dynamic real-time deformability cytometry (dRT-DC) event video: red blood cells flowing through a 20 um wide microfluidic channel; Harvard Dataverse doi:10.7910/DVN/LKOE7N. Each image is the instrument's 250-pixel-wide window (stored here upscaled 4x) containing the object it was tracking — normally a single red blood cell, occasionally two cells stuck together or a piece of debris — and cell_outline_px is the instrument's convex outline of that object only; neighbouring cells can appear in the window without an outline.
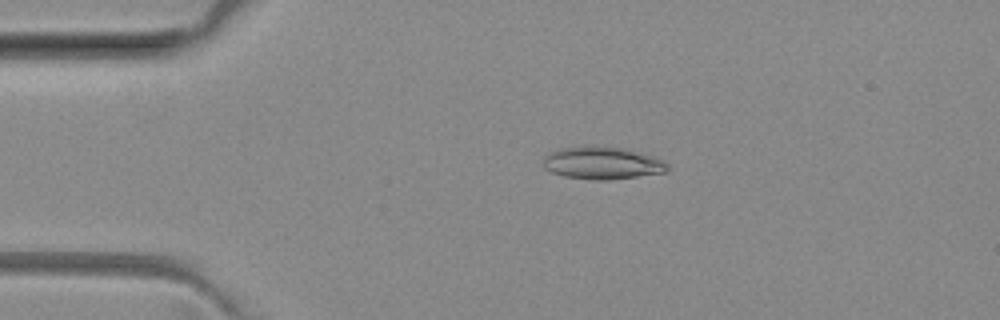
{"species": "common noctule bat (a hibernating species)", "species_latin": "Nyctalus noctula", "temperature_condition": "room temperature", "stored_images_in_passage": 49, "camera_frame_rate_fps": 3000, "um_per_image_px": 0.085, "animal": {"sex": "female", "body_mass_g": 29.2, "forearm_length_mm": 56.3}, "frame": {"image": 1, "passage_image": 10, "time_ms": 3.0, "image_size_px": [1000, 320], "cell_outline_px": [[652, 172], [628, 176], [572, 176], [560, 172], [568, 152], [620, 152], [636, 156], [644, 160]], "centroid_in_image_um": [51.3, 13.98], "position_along_channel_um": 33.7, "area_um2": 13.47}}
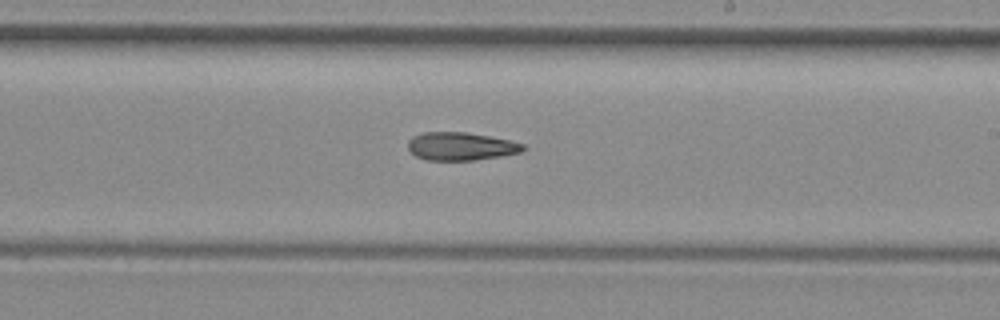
{"frame": {"image": 2, "passage_image": 29, "time_ms": 9.333, "image_size_px": [1000, 320], "cell_outline_px": [[520, 148], [512, 152], [464, 160], [440, 160], [420, 156], [412, 152], [412, 144], [420, 136], [440, 132], [448, 132], [480, 136], [504, 140], [520, 144]], "centroid_in_image_um": [39.12, 12.45], "position_along_channel_um": 249.9, "area_um2": 15.84}}
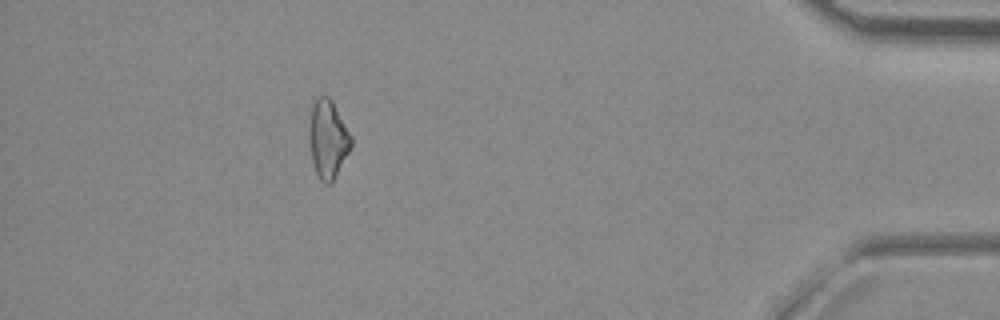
{"frame": {"image": 3, "passage_image": 45, "time_ms": 14.667, "image_size_px": [1000, 320], "cell_outline_px": [[348, 148], [332, 176], [316, 168], [312, 152], [312, 116], [328, 100], [332, 104], [348, 136]], "centroid_in_image_um": [27.9, 11.83], "position_along_channel_um": 407.3, "area_um2": 13.93}}